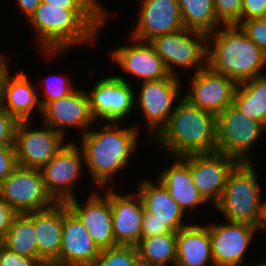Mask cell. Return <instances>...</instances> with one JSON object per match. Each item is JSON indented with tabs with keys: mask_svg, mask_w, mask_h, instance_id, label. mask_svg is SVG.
Instances as JSON below:
<instances>
[{
	"mask_svg": "<svg viewBox=\"0 0 266 266\" xmlns=\"http://www.w3.org/2000/svg\"><path fill=\"white\" fill-rule=\"evenodd\" d=\"M2 250H3V241H0V266H1V259H2Z\"/></svg>",
	"mask_w": 266,
	"mask_h": 266,
	"instance_id": "c3c4849f",
	"label": "cell"
},
{
	"mask_svg": "<svg viewBox=\"0 0 266 266\" xmlns=\"http://www.w3.org/2000/svg\"><path fill=\"white\" fill-rule=\"evenodd\" d=\"M109 16L107 9H63L41 2L26 22L33 29L39 54L50 60L74 46L97 43Z\"/></svg>",
	"mask_w": 266,
	"mask_h": 266,
	"instance_id": "6da1fadb",
	"label": "cell"
},
{
	"mask_svg": "<svg viewBox=\"0 0 266 266\" xmlns=\"http://www.w3.org/2000/svg\"><path fill=\"white\" fill-rule=\"evenodd\" d=\"M87 198L85 203L82 202L83 204L79 202L77 197L67 201L66 204L81 221L100 249L118 246L113 235L110 186L105 192L93 188Z\"/></svg>",
	"mask_w": 266,
	"mask_h": 266,
	"instance_id": "e0dca14e",
	"label": "cell"
},
{
	"mask_svg": "<svg viewBox=\"0 0 266 266\" xmlns=\"http://www.w3.org/2000/svg\"><path fill=\"white\" fill-rule=\"evenodd\" d=\"M41 0H17L19 11L23 12L25 15V20H29L30 17L35 13L36 8L40 5Z\"/></svg>",
	"mask_w": 266,
	"mask_h": 266,
	"instance_id": "7bdbcfd3",
	"label": "cell"
},
{
	"mask_svg": "<svg viewBox=\"0 0 266 266\" xmlns=\"http://www.w3.org/2000/svg\"><path fill=\"white\" fill-rule=\"evenodd\" d=\"M0 196L18 214L44 210L56 203L46 191L41 169L19 165L0 184Z\"/></svg>",
	"mask_w": 266,
	"mask_h": 266,
	"instance_id": "8fae6325",
	"label": "cell"
},
{
	"mask_svg": "<svg viewBox=\"0 0 266 266\" xmlns=\"http://www.w3.org/2000/svg\"><path fill=\"white\" fill-rule=\"evenodd\" d=\"M45 79H41L40 85L43 90L41 91L42 95L40 101L44 107L48 102H51L56 99L63 98L73 92L77 86L74 87L68 75L62 73L58 75H47ZM44 80V82H42Z\"/></svg>",
	"mask_w": 266,
	"mask_h": 266,
	"instance_id": "4dcf8cb0",
	"label": "cell"
},
{
	"mask_svg": "<svg viewBox=\"0 0 266 266\" xmlns=\"http://www.w3.org/2000/svg\"><path fill=\"white\" fill-rule=\"evenodd\" d=\"M238 26L266 54V21L262 18L249 19Z\"/></svg>",
	"mask_w": 266,
	"mask_h": 266,
	"instance_id": "836d02e7",
	"label": "cell"
},
{
	"mask_svg": "<svg viewBox=\"0 0 266 266\" xmlns=\"http://www.w3.org/2000/svg\"><path fill=\"white\" fill-rule=\"evenodd\" d=\"M171 166L157 172V180L162 183L170 193L171 198L177 202L183 212L188 215L194 214L198 207L208 203L199 194L195 187L189 166L180 158L172 157Z\"/></svg>",
	"mask_w": 266,
	"mask_h": 266,
	"instance_id": "603a6c76",
	"label": "cell"
},
{
	"mask_svg": "<svg viewBox=\"0 0 266 266\" xmlns=\"http://www.w3.org/2000/svg\"><path fill=\"white\" fill-rule=\"evenodd\" d=\"M178 4L185 29L209 35L222 26L217 19L213 0H178Z\"/></svg>",
	"mask_w": 266,
	"mask_h": 266,
	"instance_id": "83f0119b",
	"label": "cell"
},
{
	"mask_svg": "<svg viewBox=\"0 0 266 266\" xmlns=\"http://www.w3.org/2000/svg\"><path fill=\"white\" fill-rule=\"evenodd\" d=\"M207 65L237 85L264 75L266 54L237 25H222L208 35Z\"/></svg>",
	"mask_w": 266,
	"mask_h": 266,
	"instance_id": "277c9868",
	"label": "cell"
},
{
	"mask_svg": "<svg viewBox=\"0 0 266 266\" xmlns=\"http://www.w3.org/2000/svg\"><path fill=\"white\" fill-rule=\"evenodd\" d=\"M137 256L136 246L118 245L101 249L93 266H134Z\"/></svg>",
	"mask_w": 266,
	"mask_h": 266,
	"instance_id": "1f68e13d",
	"label": "cell"
},
{
	"mask_svg": "<svg viewBox=\"0 0 266 266\" xmlns=\"http://www.w3.org/2000/svg\"><path fill=\"white\" fill-rule=\"evenodd\" d=\"M18 121L0 107V146H15V129Z\"/></svg>",
	"mask_w": 266,
	"mask_h": 266,
	"instance_id": "e575fe53",
	"label": "cell"
},
{
	"mask_svg": "<svg viewBox=\"0 0 266 266\" xmlns=\"http://www.w3.org/2000/svg\"><path fill=\"white\" fill-rule=\"evenodd\" d=\"M99 79L87 91L92 117L96 123L123 122L136 109L134 86L117 73Z\"/></svg>",
	"mask_w": 266,
	"mask_h": 266,
	"instance_id": "9c48e42d",
	"label": "cell"
},
{
	"mask_svg": "<svg viewBox=\"0 0 266 266\" xmlns=\"http://www.w3.org/2000/svg\"><path fill=\"white\" fill-rule=\"evenodd\" d=\"M175 266H215L209 223H191L176 233Z\"/></svg>",
	"mask_w": 266,
	"mask_h": 266,
	"instance_id": "cb8c5ba5",
	"label": "cell"
},
{
	"mask_svg": "<svg viewBox=\"0 0 266 266\" xmlns=\"http://www.w3.org/2000/svg\"><path fill=\"white\" fill-rule=\"evenodd\" d=\"M32 120L18 121L15 129L17 164L22 167L41 169L66 144L61 133L42 123L34 128Z\"/></svg>",
	"mask_w": 266,
	"mask_h": 266,
	"instance_id": "7c38bea8",
	"label": "cell"
},
{
	"mask_svg": "<svg viewBox=\"0 0 266 266\" xmlns=\"http://www.w3.org/2000/svg\"><path fill=\"white\" fill-rule=\"evenodd\" d=\"M233 104L266 127V73L238 84Z\"/></svg>",
	"mask_w": 266,
	"mask_h": 266,
	"instance_id": "4316f807",
	"label": "cell"
},
{
	"mask_svg": "<svg viewBox=\"0 0 266 266\" xmlns=\"http://www.w3.org/2000/svg\"><path fill=\"white\" fill-rule=\"evenodd\" d=\"M84 164L83 151L72 139L41 168L46 191L56 203H66L77 197L74 188L83 176Z\"/></svg>",
	"mask_w": 266,
	"mask_h": 266,
	"instance_id": "30bf717a",
	"label": "cell"
},
{
	"mask_svg": "<svg viewBox=\"0 0 266 266\" xmlns=\"http://www.w3.org/2000/svg\"><path fill=\"white\" fill-rule=\"evenodd\" d=\"M261 232L266 234V199H265V207H264V219L262 224Z\"/></svg>",
	"mask_w": 266,
	"mask_h": 266,
	"instance_id": "bcb514c9",
	"label": "cell"
},
{
	"mask_svg": "<svg viewBox=\"0 0 266 266\" xmlns=\"http://www.w3.org/2000/svg\"><path fill=\"white\" fill-rule=\"evenodd\" d=\"M214 10L222 25L241 23L242 0H213Z\"/></svg>",
	"mask_w": 266,
	"mask_h": 266,
	"instance_id": "d6a6232c",
	"label": "cell"
},
{
	"mask_svg": "<svg viewBox=\"0 0 266 266\" xmlns=\"http://www.w3.org/2000/svg\"><path fill=\"white\" fill-rule=\"evenodd\" d=\"M35 258L20 255L5 247L3 243L1 266H39Z\"/></svg>",
	"mask_w": 266,
	"mask_h": 266,
	"instance_id": "74e56055",
	"label": "cell"
},
{
	"mask_svg": "<svg viewBox=\"0 0 266 266\" xmlns=\"http://www.w3.org/2000/svg\"><path fill=\"white\" fill-rule=\"evenodd\" d=\"M156 181L145 178L138 182L137 193L141 196L145 208L143 219H158L173 232L190 225L191 223L184 220L189 217L171 198L167 188Z\"/></svg>",
	"mask_w": 266,
	"mask_h": 266,
	"instance_id": "7402d4cb",
	"label": "cell"
},
{
	"mask_svg": "<svg viewBox=\"0 0 266 266\" xmlns=\"http://www.w3.org/2000/svg\"><path fill=\"white\" fill-rule=\"evenodd\" d=\"M134 266H160V265L153 263L151 261L145 260L141 258L140 256H137Z\"/></svg>",
	"mask_w": 266,
	"mask_h": 266,
	"instance_id": "ee69618b",
	"label": "cell"
},
{
	"mask_svg": "<svg viewBox=\"0 0 266 266\" xmlns=\"http://www.w3.org/2000/svg\"><path fill=\"white\" fill-rule=\"evenodd\" d=\"M6 248L38 261V247L34 228V212L18 214L3 240Z\"/></svg>",
	"mask_w": 266,
	"mask_h": 266,
	"instance_id": "f1b7e54d",
	"label": "cell"
},
{
	"mask_svg": "<svg viewBox=\"0 0 266 266\" xmlns=\"http://www.w3.org/2000/svg\"><path fill=\"white\" fill-rule=\"evenodd\" d=\"M265 134L264 125L249 118L234 104L216 116V152L238 162H253L252 149Z\"/></svg>",
	"mask_w": 266,
	"mask_h": 266,
	"instance_id": "8992f818",
	"label": "cell"
},
{
	"mask_svg": "<svg viewBox=\"0 0 266 266\" xmlns=\"http://www.w3.org/2000/svg\"><path fill=\"white\" fill-rule=\"evenodd\" d=\"M28 74L21 72L11 74L5 88V96L2 104L11 116L17 121L32 120L33 113L43 112V106L39 97V89L29 80ZM35 111V112H34Z\"/></svg>",
	"mask_w": 266,
	"mask_h": 266,
	"instance_id": "d4e9b609",
	"label": "cell"
},
{
	"mask_svg": "<svg viewBox=\"0 0 266 266\" xmlns=\"http://www.w3.org/2000/svg\"><path fill=\"white\" fill-rule=\"evenodd\" d=\"M183 98L202 110L219 115L233 104L237 84L223 74L213 71L208 65L191 74Z\"/></svg>",
	"mask_w": 266,
	"mask_h": 266,
	"instance_id": "9a60e30c",
	"label": "cell"
},
{
	"mask_svg": "<svg viewBox=\"0 0 266 266\" xmlns=\"http://www.w3.org/2000/svg\"><path fill=\"white\" fill-rule=\"evenodd\" d=\"M18 213L0 196V241H3Z\"/></svg>",
	"mask_w": 266,
	"mask_h": 266,
	"instance_id": "ab89813d",
	"label": "cell"
},
{
	"mask_svg": "<svg viewBox=\"0 0 266 266\" xmlns=\"http://www.w3.org/2000/svg\"><path fill=\"white\" fill-rule=\"evenodd\" d=\"M256 233L261 231L246 223H209L212 258L215 266H246V253ZM245 259V260H244Z\"/></svg>",
	"mask_w": 266,
	"mask_h": 266,
	"instance_id": "5bb4252c",
	"label": "cell"
},
{
	"mask_svg": "<svg viewBox=\"0 0 266 266\" xmlns=\"http://www.w3.org/2000/svg\"><path fill=\"white\" fill-rule=\"evenodd\" d=\"M138 256L160 266L176 264V233L141 238L136 245Z\"/></svg>",
	"mask_w": 266,
	"mask_h": 266,
	"instance_id": "f546056e",
	"label": "cell"
},
{
	"mask_svg": "<svg viewBox=\"0 0 266 266\" xmlns=\"http://www.w3.org/2000/svg\"><path fill=\"white\" fill-rule=\"evenodd\" d=\"M150 43L170 75L181 78L179 68L196 73L207 66L208 35L205 33L183 28L158 36Z\"/></svg>",
	"mask_w": 266,
	"mask_h": 266,
	"instance_id": "52a82bcc",
	"label": "cell"
},
{
	"mask_svg": "<svg viewBox=\"0 0 266 266\" xmlns=\"http://www.w3.org/2000/svg\"><path fill=\"white\" fill-rule=\"evenodd\" d=\"M101 249L92 240L77 216L63 203V230L59 264L70 266H93Z\"/></svg>",
	"mask_w": 266,
	"mask_h": 266,
	"instance_id": "ffe728a7",
	"label": "cell"
},
{
	"mask_svg": "<svg viewBox=\"0 0 266 266\" xmlns=\"http://www.w3.org/2000/svg\"><path fill=\"white\" fill-rule=\"evenodd\" d=\"M77 87L69 95L48 102L41 114L42 123L61 133L67 138L66 129L79 130V136L85 134L96 121L90 111L88 92ZM43 116V117H42ZM95 124V125H94Z\"/></svg>",
	"mask_w": 266,
	"mask_h": 266,
	"instance_id": "2e32d148",
	"label": "cell"
},
{
	"mask_svg": "<svg viewBox=\"0 0 266 266\" xmlns=\"http://www.w3.org/2000/svg\"><path fill=\"white\" fill-rule=\"evenodd\" d=\"M138 20L130 36L150 42L158 36L183 29L178 0H139Z\"/></svg>",
	"mask_w": 266,
	"mask_h": 266,
	"instance_id": "d6986e66",
	"label": "cell"
},
{
	"mask_svg": "<svg viewBox=\"0 0 266 266\" xmlns=\"http://www.w3.org/2000/svg\"><path fill=\"white\" fill-rule=\"evenodd\" d=\"M110 206L116 244L136 246L141 239L145 210L141 196L135 191L122 194L110 188Z\"/></svg>",
	"mask_w": 266,
	"mask_h": 266,
	"instance_id": "44dd1931",
	"label": "cell"
},
{
	"mask_svg": "<svg viewBox=\"0 0 266 266\" xmlns=\"http://www.w3.org/2000/svg\"><path fill=\"white\" fill-rule=\"evenodd\" d=\"M246 266H266V262L265 261H260L258 263H252V265L247 264Z\"/></svg>",
	"mask_w": 266,
	"mask_h": 266,
	"instance_id": "7dc6e473",
	"label": "cell"
},
{
	"mask_svg": "<svg viewBox=\"0 0 266 266\" xmlns=\"http://www.w3.org/2000/svg\"><path fill=\"white\" fill-rule=\"evenodd\" d=\"M254 162H239L229 173L220 201L214 206L223 219L262 229L265 200Z\"/></svg>",
	"mask_w": 266,
	"mask_h": 266,
	"instance_id": "5b68a950",
	"label": "cell"
},
{
	"mask_svg": "<svg viewBox=\"0 0 266 266\" xmlns=\"http://www.w3.org/2000/svg\"><path fill=\"white\" fill-rule=\"evenodd\" d=\"M38 262H55L62 245L63 203L34 212Z\"/></svg>",
	"mask_w": 266,
	"mask_h": 266,
	"instance_id": "484cf974",
	"label": "cell"
},
{
	"mask_svg": "<svg viewBox=\"0 0 266 266\" xmlns=\"http://www.w3.org/2000/svg\"><path fill=\"white\" fill-rule=\"evenodd\" d=\"M41 2L63 9H107L99 0H41Z\"/></svg>",
	"mask_w": 266,
	"mask_h": 266,
	"instance_id": "8d00e7d4",
	"label": "cell"
},
{
	"mask_svg": "<svg viewBox=\"0 0 266 266\" xmlns=\"http://www.w3.org/2000/svg\"><path fill=\"white\" fill-rule=\"evenodd\" d=\"M266 11V0H242L241 22L262 18Z\"/></svg>",
	"mask_w": 266,
	"mask_h": 266,
	"instance_id": "f35d334b",
	"label": "cell"
},
{
	"mask_svg": "<svg viewBox=\"0 0 266 266\" xmlns=\"http://www.w3.org/2000/svg\"><path fill=\"white\" fill-rule=\"evenodd\" d=\"M39 266H70V265L59 264L56 262H42L40 263Z\"/></svg>",
	"mask_w": 266,
	"mask_h": 266,
	"instance_id": "f6af8a7d",
	"label": "cell"
},
{
	"mask_svg": "<svg viewBox=\"0 0 266 266\" xmlns=\"http://www.w3.org/2000/svg\"><path fill=\"white\" fill-rule=\"evenodd\" d=\"M17 166L15 146H0V184Z\"/></svg>",
	"mask_w": 266,
	"mask_h": 266,
	"instance_id": "d590c367",
	"label": "cell"
},
{
	"mask_svg": "<svg viewBox=\"0 0 266 266\" xmlns=\"http://www.w3.org/2000/svg\"><path fill=\"white\" fill-rule=\"evenodd\" d=\"M9 57L4 53V55L0 58V107L3 104L4 96H5V88L6 83L11 75V70L7 63H9Z\"/></svg>",
	"mask_w": 266,
	"mask_h": 266,
	"instance_id": "b9f144b4",
	"label": "cell"
},
{
	"mask_svg": "<svg viewBox=\"0 0 266 266\" xmlns=\"http://www.w3.org/2000/svg\"><path fill=\"white\" fill-rule=\"evenodd\" d=\"M166 233H177L173 232L164 222L158 219H143L141 238H149Z\"/></svg>",
	"mask_w": 266,
	"mask_h": 266,
	"instance_id": "60d3db41",
	"label": "cell"
},
{
	"mask_svg": "<svg viewBox=\"0 0 266 266\" xmlns=\"http://www.w3.org/2000/svg\"><path fill=\"white\" fill-rule=\"evenodd\" d=\"M180 158L189 166L199 194L214 207L221 199L229 173L239 162L219 152L191 154Z\"/></svg>",
	"mask_w": 266,
	"mask_h": 266,
	"instance_id": "4fadbf2b",
	"label": "cell"
},
{
	"mask_svg": "<svg viewBox=\"0 0 266 266\" xmlns=\"http://www.w3.org/2000/svg\"><path fill=\"white\" fill-rule=\"evenodd\" d=\"M151 142L171 158L216 152V115L182 98Z\"/></svg>",
	"mask_w": 266,
	"mask_h": 266,
	"instance_id": "3957f363",
	"label": "cell"
},
{
	"mask_svg": "<svg viewBox=\"0 0 266 266\" xmlns=\"http://www.w3.org/2000/svg\"><path fill=\"white\" fill-rule=\"evenodd\" d=\"M102 123H99L100 128L91 127L79 136V146L83 151L89 180L104 191L120 171L128 169L126 167L140 145L141 133L137 124L121 127L119 122Z\"/></svg>",
	"mask_w": 266,
	"mask_h": 266,
	"instance_id": "7a4b0ae2",
	"label": "cell"
},
{
	"mask_svg": "<svg viewBox=\"0 0 266 266\" xmlns=\"http://www.w3.org/2000/svg\"><path fill=\"white\" fill-rule=\"evenodd\" d=\"M128 42L130 44H121L122 46L107 51L112 63L118 65L123 73L137 78L140 82L164 79L170 75L150 42L131 36Z\"/></svg>",
	"mask_w": 266,
	"mask_h": 266,
	"instance_id": "ac0fdd59",
	"label": "cell"
},
{
	"mask_svg": "<svg viewBox=\"0 0 266 266\" xmlns=\"http://www.w3.org/2000/svg\"><path fill=\"white\" fill-rule=\"evenodd\" d=\"M262 19H264L266 21V11H265L264 16L262 17Z\"/></svg>",
	"mask_w": 266,
	"mask_h": 266,
	"instance_id": "681fc988",
	"label": "cell"
},
{
	"mask_svg": "<svg viewBox=\"0 0 266 266\" xmlns=\"http://www.w3.org/2000/svg\"><path fill=\"white\" fill-rule=\"evenodd\" d=\"M180 79L169 75L164 79L143 81L140 82L139 92L137 93V89L135 91V108L138 107L144 115L151 139L167 124L177 103L183 98Z\"/></svg>",
	"mask_w": 266,
	"mask_h": 266,
	"instance_id": "ba28073f",
	"label": "cell"
}]
</instances>
